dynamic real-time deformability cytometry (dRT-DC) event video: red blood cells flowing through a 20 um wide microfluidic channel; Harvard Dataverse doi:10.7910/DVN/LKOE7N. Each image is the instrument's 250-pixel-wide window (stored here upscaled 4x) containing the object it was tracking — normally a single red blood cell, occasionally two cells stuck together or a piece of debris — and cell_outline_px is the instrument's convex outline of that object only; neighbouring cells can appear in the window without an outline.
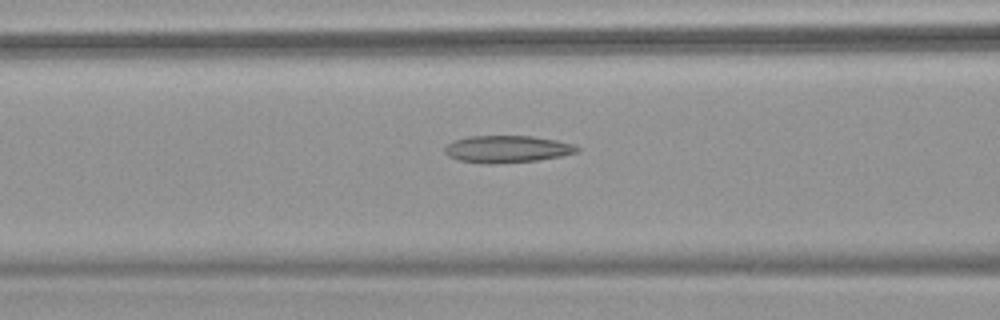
{"species": "common noctule bat (a hibernating species)", "species_latin": "Nyctalus noctula", "temperature_condition": "warm", "stored_images_in_passage": 30, "camera_frame_rate_fps": 3000, "um_per_image_px": 0.085, "animal": {"sex": "female", "body_mass_g": 18.4}, "frame": {"image": 1, "passage_image": 9, "time_ms": 2.667, "image_size_px": [1000, 320], "cell_outline_px": [[580, 148], [576, 152], [560, 156], [536, 160], [492, 164], [460, 160], [448, 156], [444, 152], [444, 148], [448, 144], [456, 140], [468, 136], [532, 136], [556, 140], [572, 144]], "centroid_in_image_um": [43.08, 12.66], "position_along_channel_um": 123.5, "area_um2": 20.58}}
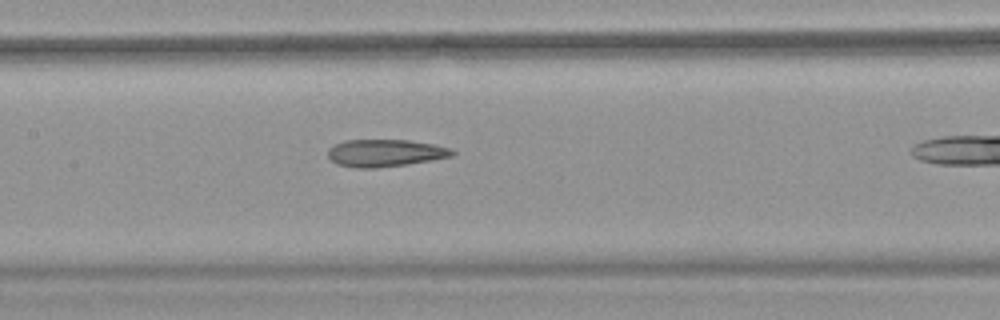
{"frame": {"image": 2, "passage_image": 13, "time_ms": 4.0, "image_size_px": [1000, 320], "cell_outline_px": [[456, 152], [452, 156], [432, 160], [408, 164], [372, 168], [356, 168], [336, 164], [328, 156], [328, 148], [336, 144], [348, 140], [408, 140], [432, 144], [448, 148]], "centroid_in_image_um": [32.72, 13.01], "position_along_channel_um": 174.7, "area_um2": 19.59}}